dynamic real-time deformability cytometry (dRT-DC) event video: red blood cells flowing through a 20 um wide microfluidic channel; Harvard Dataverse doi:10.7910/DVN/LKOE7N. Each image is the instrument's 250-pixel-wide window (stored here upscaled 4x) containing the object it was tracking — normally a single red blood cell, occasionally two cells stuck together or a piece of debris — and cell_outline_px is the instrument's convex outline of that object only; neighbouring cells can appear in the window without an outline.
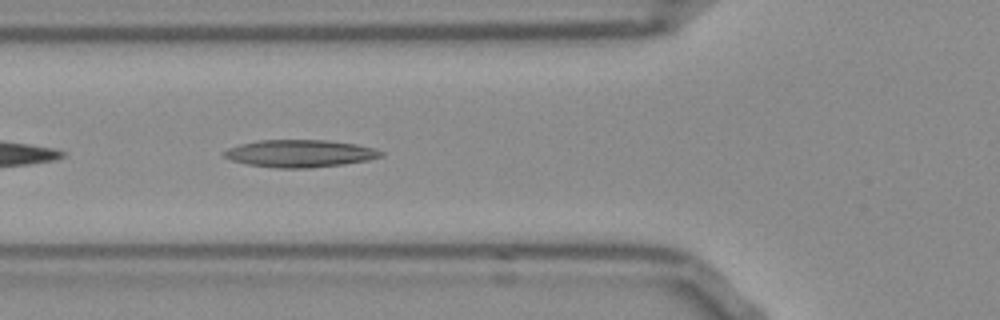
{"species": "Egyptian fruit bat (a non-hibernating species)", "species_latin": "Rousettus aegyptiacus", "temperature_condition": "room temperature", "stored_images_in_passage": 23, "camera_frame_rate_fps": 3000, "um_per_image_px": 0.085, "frame": {"image": 1, "passage_image": 4, "time_ms": 1.0, "image_size_px": [1000, 320], "cell_outline_px": [[384, 156], [368, 160], [344, 164], [308, 168], [276, 168], [248, 164], [232, 160], [224, 156], [224, 152], [228, 148], [240, 144], [260, 140], [328, 140], [356, 144], [376, 148], [384, 152]], "centroid_in_image_um": [25.55, 13.04], "position_along_channel_um": 100.3, "area_um2": 25.03}}
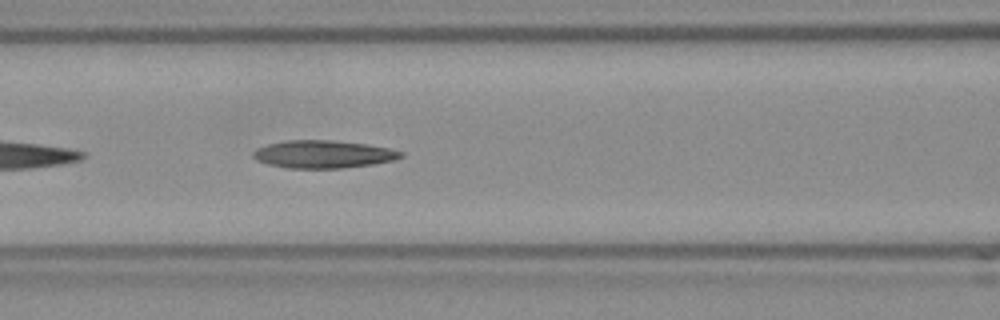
{"frame": {"image": 2, "passage_image": 7, "time_ms": 2.0, "image_size_px": [1000, 320], "cell_outline_px": [[404, 156], [392, 160], [372, 164], [340, 168], [288, 168], [268, 164], [256, 160], [252, 156], [252, 152], [256, 148], [268, 144], [288, 140], [332, 140], [364, 144], [388, 148], [404, 152]], "centroid_in_image_um": [27.44, 13.11], "position_along_channel_um": 139.2, "area_um2": 23.7}}